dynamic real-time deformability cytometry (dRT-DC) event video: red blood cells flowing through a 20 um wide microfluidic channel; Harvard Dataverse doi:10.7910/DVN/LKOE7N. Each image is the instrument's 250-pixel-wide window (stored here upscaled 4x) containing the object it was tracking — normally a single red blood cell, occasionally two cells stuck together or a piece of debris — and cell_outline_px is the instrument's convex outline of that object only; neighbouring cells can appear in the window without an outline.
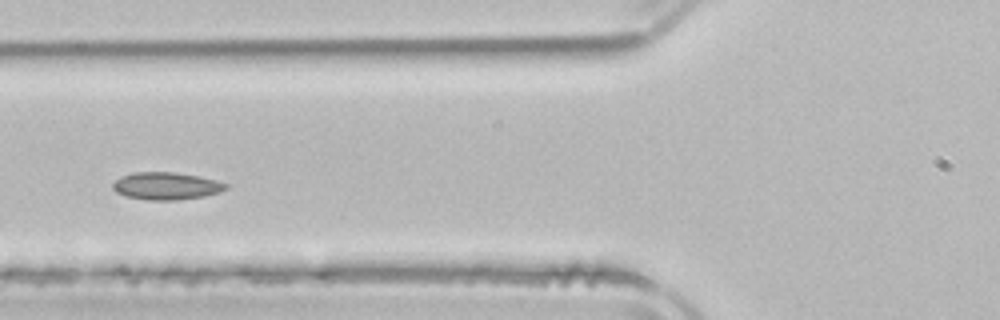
{"species": "common noctule bat (a hibernating species)", "species_latin": "Nyctalus noctula", "temperature_condition": "room temperature", "stored_images_in_passage": 5, "camera_frame_rate_fps": 3000, "um_per_image_px": 0.085, "animal": {"sex": "male", "body_mass_g": 21.5, "forearm_length_mm": 52.0}, "frame": {"image": 1, "passage_image": 4, "time_ms": 3.667, "image_size_px": [1000, 320], "cell_outline_px": [[228, 188], [220, 192], [204, 196], [176, 200], [148, 200], [124, 196], [116, 192], [112, 188], [112, 184], [120, 176], [132, 172], [176, 172], [216, 180], [228, 184]], "centroid_in_image_um": [14.1, 15.8], "position_along_channel_um": 111.7, "area_um2": 18.15}}
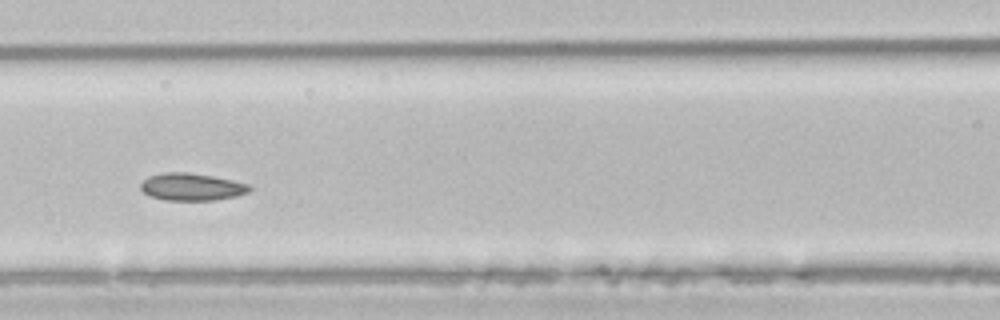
{"frame": {"image": 2, "passage_image": 5, "time_ms": 4.667, "image_size_px": [1000, 320], "cell_outline_px": [[252, 188], [248, 192], [236, 196], [216, 200], [164, 200], [152, 196], [144, 192], [140, 188], [140, 184], [148, 176], [164, 172], [188, 172], [212, 176], [232, 180], [248, 184]], "centroid_in_image_um": [16.29, 15.88], "position_along_channel_um": 150.3, "area_um2": 17.28}}